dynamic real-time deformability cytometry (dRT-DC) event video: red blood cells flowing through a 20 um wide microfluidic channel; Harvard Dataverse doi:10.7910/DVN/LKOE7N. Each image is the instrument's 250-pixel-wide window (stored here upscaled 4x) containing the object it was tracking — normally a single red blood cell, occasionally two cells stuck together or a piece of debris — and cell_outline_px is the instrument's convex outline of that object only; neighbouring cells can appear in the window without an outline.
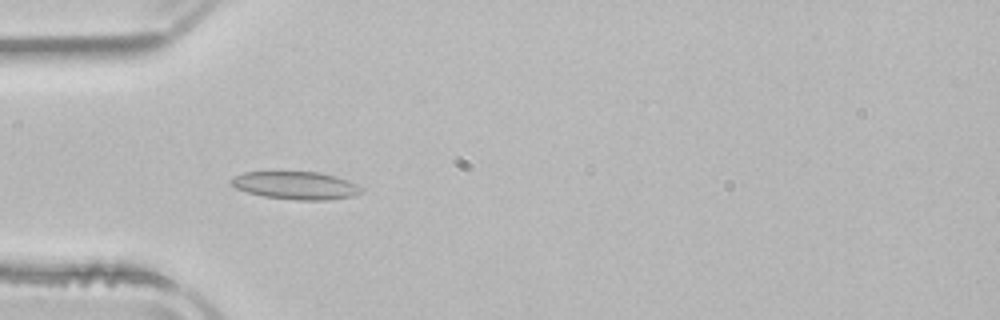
{"species": "common noctule bat (a hibernating species)", "species_latin": "Nyctalus noctula", "temperature_condition": "room temperature", "stored_images_in_passage": 52, "camera_frame_rate_fps": 3000, "um_per_image_px": 0.085, "animal": {"sex": "male", "body_mass_g": 21.5, "forearm_length_mm": 52.0}, "frame": {"image": 1, "passage_image": 16, "time_ms": 5.0, "image_size_px": [1000, 320], "cell_outline_px": [[364, 188], [360, 192], [352, 196], [324, 200], [296, 200], [264, 196], [248, 192], [236, 188], [228, 180], [232, 176], [244, 172], [320, 172], [336, 176], [356, 184]], "centroid_in_image_um": [25.11, 15.75], "position_along_channel_um": 59.9, "area_um2": 20.98}}
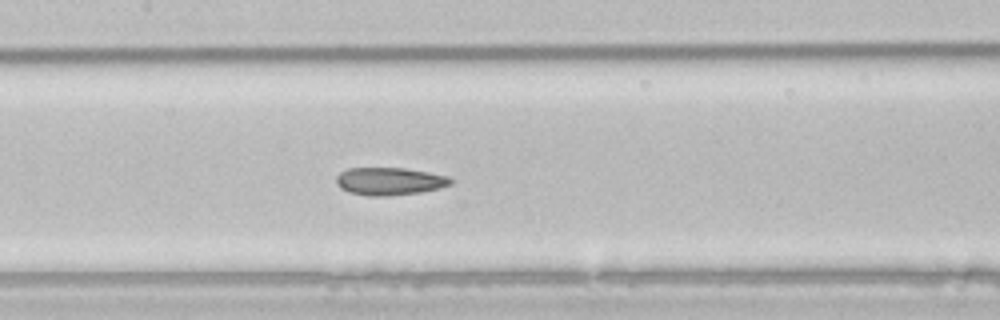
{"frame": {"image": 2, "passage_image": 25, "time_ms": 8.0, "image_size_px": [1000, 320], "cell_outline_px": [[452, 184], [440, 188], [420, 192], [392, 196], [364, 196], [348, 192], [340, 188], [336, 184], [336, 176], [340, 172], [348, 168], [404, 168], [428, 172], [448, 176], [452, 180]], "centroid_in_image_um": [33.08, 15.42], "position_along_channel_um": 174.3, "area_um2": 18.67}}
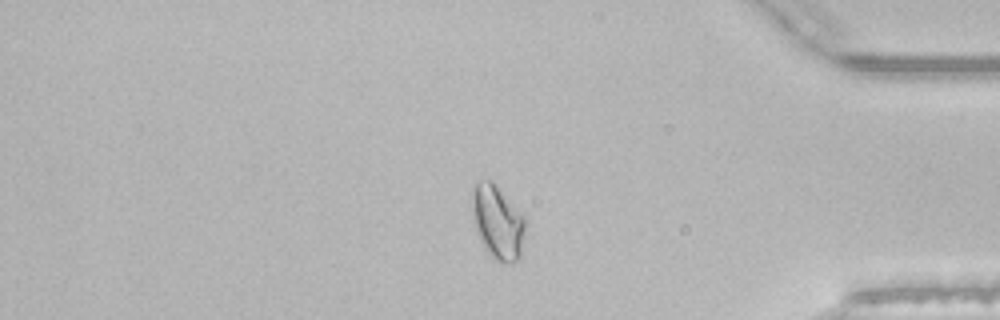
{"frame": {"image": 3, "passage_image": 44, "time_ms": 14.333, "image_size_px": [1000, 320], "cell_outline_px": [[528, 224], [520, 256], [516, 260], [504, 264], [496, 260], [484, 248], [476, 232], [472, 216], [472, 188], [476, 180], [492, 180], [496, 184], [528, 220]], "centroid_in_image_um": [42.31, 18.86], "position_along_channel_um": 392.9, "area_um2": 23.47}, "authors_computed_cell_mechanics": {"area_um2": 20.8658, "velocity_mm_per_s": 3.8895, "shape_relaxation_time_tau1_ms": 5.8536, "shape_relaxation_time_tau2_ms": 1.7959, "deformation_change_tau1": 0.1344, "deformation_change_tau2": 0.0763}}